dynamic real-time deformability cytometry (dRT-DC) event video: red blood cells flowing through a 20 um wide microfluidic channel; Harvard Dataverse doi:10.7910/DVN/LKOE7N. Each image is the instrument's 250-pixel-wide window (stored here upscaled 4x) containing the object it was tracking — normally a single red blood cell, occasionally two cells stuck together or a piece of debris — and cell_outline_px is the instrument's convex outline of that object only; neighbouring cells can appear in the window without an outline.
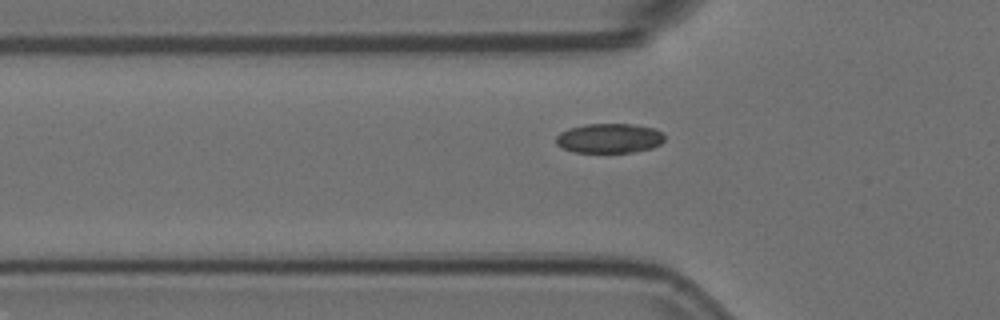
{"species": "Egyptian fruit bat (a non-hibernating species)", "species_latin": "Rousettus aegyptiacus", "temperature_condition": "room temperature", "stored_images_in_passage": 2, "camera_frame_rate_fps": 3000, "um_per_image_px": 0.085, "animal": {"sex": "female"}, "frame": {"image": 1, "passage_image": 2, "time_ms": 0.333, "image_size_px": [1000, 320], "cell_outline_px": [[664, 140], [660, 144], [652, 148], [632, 152], [572, 152], [556, 144], [556, 136], [560, 132], [568, 128], [584, 124], [632, 124], [656, 128], [664, 136]], "centroid_in_image_um": [51.78, 11.74], "position_along_channel_um": 74.0, "area_um2": 18.79}}